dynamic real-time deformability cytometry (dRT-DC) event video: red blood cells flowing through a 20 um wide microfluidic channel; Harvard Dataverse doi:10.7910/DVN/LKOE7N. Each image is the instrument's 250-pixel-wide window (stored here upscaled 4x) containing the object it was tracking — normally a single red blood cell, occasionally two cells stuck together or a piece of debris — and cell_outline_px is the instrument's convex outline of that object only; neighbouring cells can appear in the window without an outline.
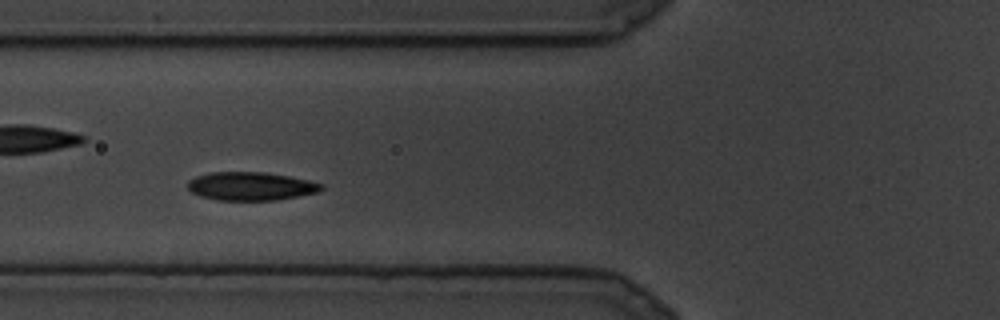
{"species": "common noctule bat (a hibernating species)", "species_latin": "Nyctalus noctula", "temperature_condition": "cold", "stored_images_in_passage": 11, "camera_frame_rate_fps": 3000, "um_per_image_px": 0.085, "animal": {"sex": "male", "body_mass_g": 19.5, "forearm_length_mm": 54.6}, "frame": {"image": 1, "passage_image": 4, "time_ms": 1.0, "image_size_px": [1000, 320], "cell_outline_px": [[324, 188], [316, 192], [276, 200], [220, 200], [200, 196], [192, 192], [188, 188], [188, 180], [196, 176], [208, 172], [264, 172], [288, 176], [308, 180], [324, 184]], "centroid_in_image_um": [21.29, 15.82], "position_along_channel_um": 104.5, "area_um2": 21.96}}
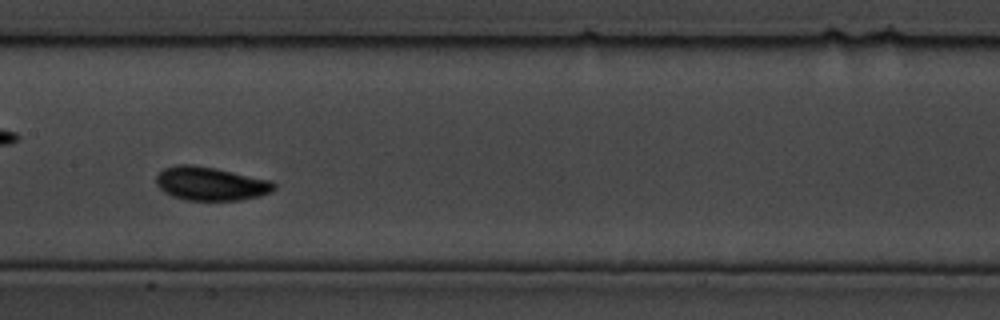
{"frame": {"image": 2, "passage_image": 8, "time_ms": 2.333, "image_size_px": [1000, 320], "cell_outline_px": [[276, 188], [272, 192], [260, 196], [240, 200], [184, 200], [172, 196], [164, 192], [156, 184], [156, 176], [164, 168], [176, 164], [192, 164], [216, 168], [272, 180], [276, 184]], "centroid_in_image_um": [17.92, 15.61], "position_along_channel_um": 189.5, "area_um2": 23.35}}
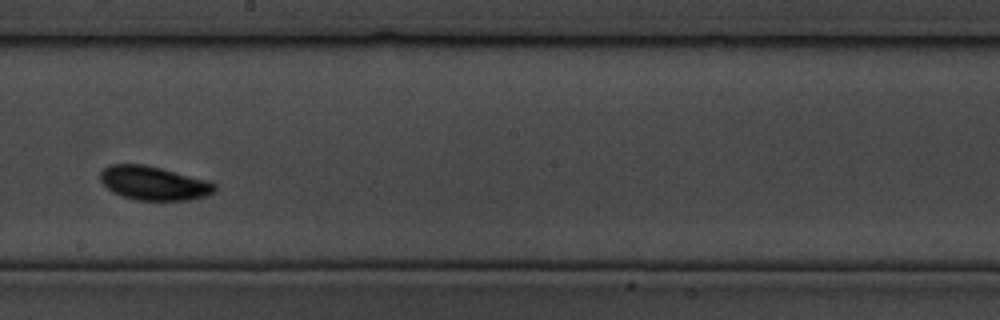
{"frame": {"image": 3, "passage_image": 10, "time_ms": 3.0, "image_size_px": [1000, 320], "cell_outline_px": [[216, 192], [192, 200], [136, 200], [112, 192], [100, 180], [100, 172], [108, 164], [144, 164], [212, 180], [216, 184]], "centroid_in_image_um": [13.12, 15.56], "position_along_channel_um": 235.1, "area_um2": 22.89}}